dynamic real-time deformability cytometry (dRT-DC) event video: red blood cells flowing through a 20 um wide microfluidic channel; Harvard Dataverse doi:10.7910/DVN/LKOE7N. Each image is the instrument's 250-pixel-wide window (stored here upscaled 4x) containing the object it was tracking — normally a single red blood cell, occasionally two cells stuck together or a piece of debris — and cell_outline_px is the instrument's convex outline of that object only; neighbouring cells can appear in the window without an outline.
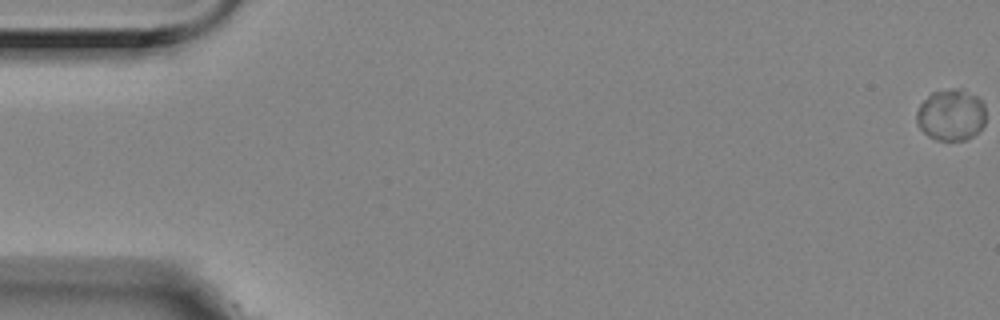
{"species": "Egyptian fruit bat (a non-hibernating species)", "species_latin": "Rousettus aegyptiacus", "temperature_condition": "room temperature", "stored_images_in_passage": 2, "camera_frame_rate_fps": 3000, "um_per_image_px": 0.085, "animal": {"sex": "female"}, "frame": {"image": 1, "passage_image": 1, "time_ms": 0.0, "image_size_px": [1000, 320], "cell_outline_px": [[984, 124], [972, 136], [964, 140], [936, 140], [928, 136], [920, 128], [916, 120], [916, 112], [920, 104], [932, 92], [956, 88], [976, 96], [984, 104]], "centroid_in_image_um": [80.81, 9.78], "position_along_channel_um": 4.2, "area_um2": 20.46}}